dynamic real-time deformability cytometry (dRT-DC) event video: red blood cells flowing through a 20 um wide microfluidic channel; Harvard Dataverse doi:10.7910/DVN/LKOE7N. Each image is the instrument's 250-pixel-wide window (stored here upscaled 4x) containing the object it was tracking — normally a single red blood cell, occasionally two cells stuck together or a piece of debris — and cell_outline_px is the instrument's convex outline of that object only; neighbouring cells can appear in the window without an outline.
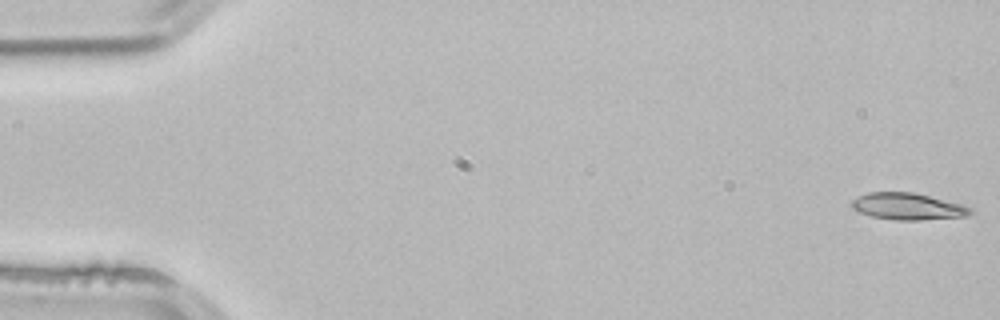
{"species": "common noctule bat (a hibernating species)", "species_latin": "Nyctalus noctula", "temperature_condition": "room temperature", "stored_images_in_passage": 4, "camera_frame_rate_fps": 3000, "um_per_image_px": 0.085, "animal": {"sex": "male", "body_mass_g": 21.5, "forearm_length_mm": 52.0}, "frame": {"image": 1, "passage_image": 1, "time_ms": 0.0, "image_size_px": [1000, 320], "cell_outline_px": [[972, 212], [964, 216], [920, 220], [892, 220], [868, 216], [852, 208], [848, 204], [852, 200], [868, 192], [912, 192], [964, 204], [972, 208]], "centroid_in_image_um": [77.12, 17.55], "position_along_channel_um": 7.9, "area_um2": 18.61}}
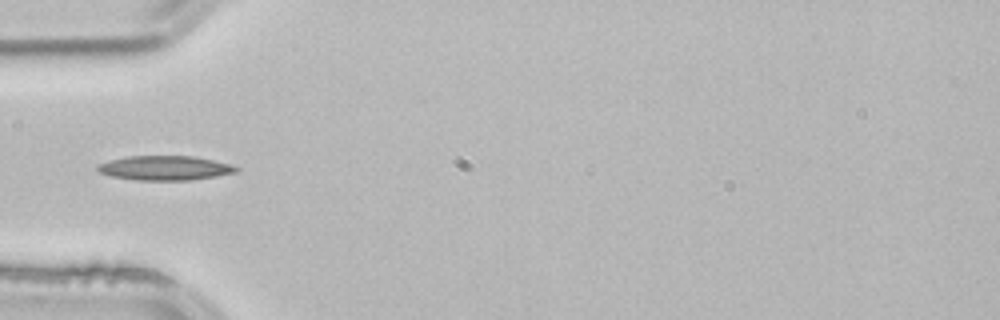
{"frame": {"image": 2, "passage_image": 4, "time_ms": 1.0, "image_size_px": [1000, 320], "cell_outline_px": [[240, 172], [216, 176], [188, 180], [136, 180], [112, 176], [100, 172], [96, 168], [96, 164], [108, 160], [128, 156], [192, 156], [232, 164], [240, 168]], "centroid_in_image_um": [14.03, 14.27], "position_along_channel_um": 71.0, "area_um2": 19.83}}